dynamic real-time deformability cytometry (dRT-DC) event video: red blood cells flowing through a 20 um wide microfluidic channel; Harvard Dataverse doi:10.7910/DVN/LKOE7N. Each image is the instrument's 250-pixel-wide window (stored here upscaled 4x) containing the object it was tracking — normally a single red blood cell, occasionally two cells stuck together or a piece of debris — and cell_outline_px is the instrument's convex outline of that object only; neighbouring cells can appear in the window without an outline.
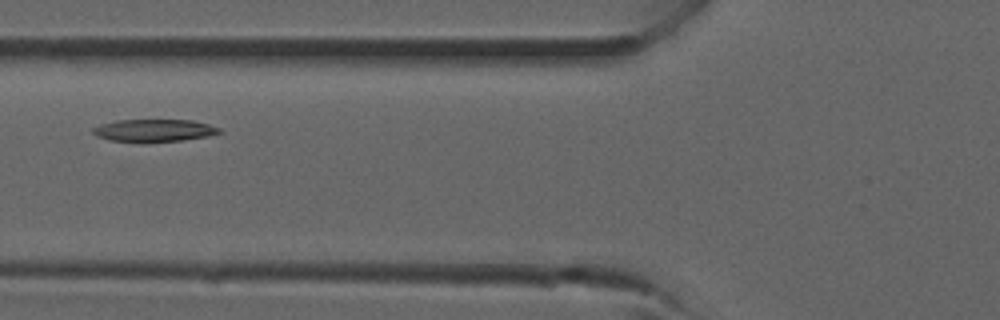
{"species": "common noctule bat (a hibernating species)", "species_latin": "Nyctalus noctula", "temperature_condition": "room temperature", "stored_images_in_passage": 19, "camera_frame_rate_fps": 3000, "um_per_image_px": 0.085, "animal": {"sex": "male", "forearm_length_mm": 52.5}, "frame": {"image": 1, "passage_image": 3, "time_ms": 0.667, "image_size_px": [1000, 320], "cell_outline_px": [[220, 132], [208, 136], [180, 140], [108, 140], [96, 136], [92, 132], [92, 128], [100, 124], [116, 120], [192, 120], [208, 124], [220, 128]], "centroid_in_image_um": [13.07, 11.05], "position_along_channel_um": 112.7, "area_um2": 15.9}}
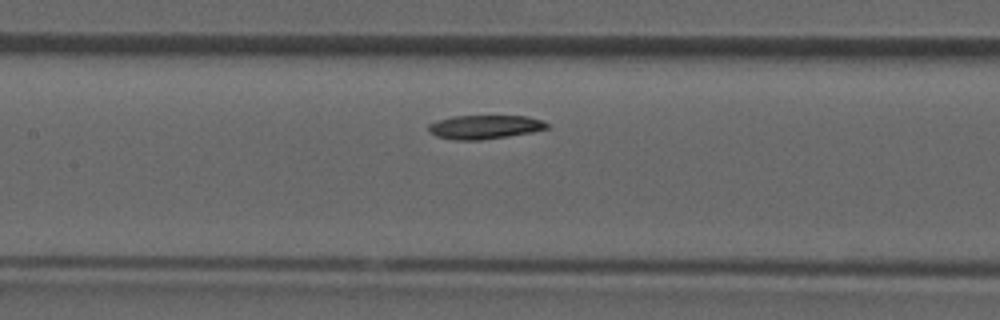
{"frame": {"image": 2, "passage_image": 6, "time_ms": 1.667, "image_size_px": [1000, 320], "cell_outline_px": [[548, 128], [532, 132], [508, 136], [480, 140], [456, 140], [436, 136], [428, 132], [428, 124], [436, 120], [452, 116], [528, 116], [540, 120], [548, 124]], "centroid_in_image_um": [41.15, 10.79], "position_along_channel_um": 166.3, "area_um2": 16.47}}